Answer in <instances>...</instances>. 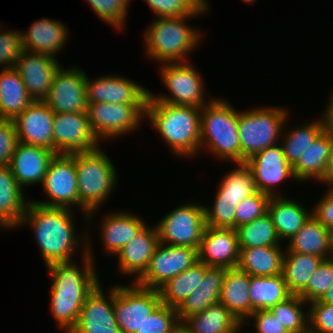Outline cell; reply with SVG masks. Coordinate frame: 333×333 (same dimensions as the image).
<instances>
[{
    "mask_svg": "<svg viewBox=\"0 0 333 333\" xmlns=\"http://www.w3.org/2000/svg\"><path fill=\"white\" fill-rule=\"evenodd\" d=\"M200 115L201 108L147 99L145 118L177 157L200 154Z\"/></svg>",
    "mask_w": 333,
    "mask_h": 333,
    "instance_id": "cell-3",
    "label": "cell"
},
{
    "mask_svg": "<svg viewBox=\"0 0 333 333\" xmlns=\"http://www.w3.org/2000/svg\"><path fill=\"white\" fill-rule=\"evenodd\" d=\"M86 93L88 103L146 105L150 91L125 76L105 75L94 80L87 76Z\"/></svg>",
    "mask_w": 333,
    "mask_h": 333,
    "instance_id": "cell-18",
    "label": "cell"
},
{
    "mask_svg": "<svg viewBox=\"0 0 333 333\" xmlns=\"http://www.w3.org/2000/svg\"><path fill=\"white\" fill-rule=\"evenodd\" d=\"M99 282L88 294L70 333H121L114 314V286L106 298Z\"/></svg>",
    "mask_w": 333,
    "mask_h": 333,
    "instance_id": "cell-17",
    "label": "cell"
},
{
    "mask_svg": "<svg viewBox=\"0 0 333 333\" xmlns=\"http://www.w3.org/2000/svg\"><path fill=\"white\" fill-rule=\"evenodd\" d=\"M198 262V250L187 246H172L159 242L145 272L136 284L158 290L168 280Z\"/></svg>",
    "mask_w": 333,
    "mask_h": 333,
    "instance_id": "cell-13",
    "label": "cell"
},
{
    "mask_svg": "<svg viewBox=\"0 0 333 333\" xmlns=\"http://www.w3.org/2000/svg\"><path fill=\"white\" fill-rule=\"evenodd\" d=\"M42 186L48 200H32L34 203L45 207L68 209L78 207V180L74 154H56L49 164Z\"/></svg>",
    "mask_w": 333,
    "mask_h": 333,
    "instance_id": "cell-12",
    "label": "cell"
},
{
    "mask_svg": "<svg viewBox=\"0 0 333 333\" xmlns=\"http://www.w3.org/2000/svg\"><path fill=\"white\" fill-rule=\"evenodd\" d=\"M62 65L52 56L25 50L18 59L15 69L34 101H45L55 74Z\"/></svg>",
    "mask_w": 333,
    "mask_h": 333,
    "instance_id": "cell-20",
    "label": "cell"
},
{
    "mask_svg": "<svg viewBox=\"0 0 333 333\" xmlns=\"http://www.w3.org/2000/svg\"><path fill=\"white\" fill-rule=\"evenodd\" d=\"M68 29L60 20L41 18L33 22L25 32H21L25 50L52 56L64 48L68 40Z\"/></svg>",
    "mask_w": 333,
    "mask_h": 333,
    "instance_id": "cell-24",
    "label": "cell"
},
{
    "mask_svg": "<svg viewBox=\"0 0 333 333\" xmlns=\"http://www.w3.org/2000/svg\"><path fill=\"white\" fill-rule=\"evenodd\" d=\"M223 267H208L198 289H195L177 308L180 323L191 315L220 301L222 283L226 273Z\"/></svg>",
    "mask_w": 333,
    "mask_h": 333,
    "instance_id": "cell-27",
    "label": "cell"
},
{
    "mask_svg": "<svg viewBox=\"0 0 333 333\" xmlns=\"http://www.w3.org/2000/svg\"><path fill=\"white\" fill-rule=\"evenodd\" d=\"M181 324L191 333H240L243 325L220 302L186 317Z\"/></svg>",
    "mask_w": 333,
    "mask_h": 333,
    "instance_id": "cell-31",
    "label": "cell"
},
{
    "mask_svg": "<svg viewBox=\"0 0 333 333\" xmlns=\"http://www.w3.org/2000/svg\"><path fill=\"white\" fill-rule=\"evenodd\" d=\"M270 198V195L257 191L243 199L235 208V229L267 213Z\"/></svg>",
    "mask_w": 333,
    "mask_h": 333,
    "instance_id": "cell-46",
    "label": "cell"
},
{
    "mask_svg": "<svg viewBox=\"0 0 333 333\" xmlns=\"http://www.w3.org/2000/svg\"><path fill=\"white\" fill-rule=\"evenodd\" d=\"M193 66L189 61L162 63L160 78L171 95H154L150 91L149 97L156 102L202 108L208 103L204 98V78Z\"/></svg>",
    "mask_w": 333,
    "mask_h": 333,
    "instance_id": "cell-8",
    "label": "cell"
},
{
    "mask_svg": "<svg viewBox=\"0 0 333 333\" xmlns=\"http://www.w3.org/2000/svg\"><path fill=\"white\" fill-rule=\"evenodd\" d=\"M321 302L333 304V285L328 292L320 299Z\"/></svg>",
    "mask_w": 333,
    "mask_h": 333,
    "instance_id": "cell-55",
    "label": "cell"
},
{
    "mask_svg": "<svg viewBox=\"0 0 333 333\" xmlns=\"http://www.w3.org/2000/svg\"><path fill=\"white\" fill-rule=\"evenodd\" d=\"M197 15L204 16L157 17L144 33L147 56L161 63L188 62L187 56L198 48L202 33L186 21Z\"/></svg>",
    "mask_w": 333,
    "mask_h": 333,
    "instance_id": "cell-5",
    "label": "cell"
},
{
    "mask_svg": "<svg viewBox=\"0 0 333 333\" xmlns=\"http://www.w3.org/2000/svg\"><path fill=\"white\" fill-rule=\"evenodd\" d=\"M240 248L236 230L205 226L198 249V261L208 267L237 268Z\"/></svg>",
    "mask_w": 333,
    "mask_h": 333,
    "instance_id": "cell-19",
    "label": "cell"
},
{
    "mask_svg": "<svg viewBox=\"0 0 333 333\" xmlns=\"http://www.w3.org/2000/svg\"><path fill=\"white\" fill-rule=\"evenodd\" d=\"M145 110L146 105L95 102L88 103L87 114L91 130L103 142L137 129L145 119Z\"/></svg>",
    "mask_w": 333,
    "mask_h": 333,
    "instance_id": "cell-11",
    "label": "cell"
},
{
    "mask_svg": "<svg viewBox=\"0 0 333 333\" xmlns=\"http://www.w3.org/2000/svg\"><path fill=\"white\" fill-rule=\"evenodd\" d=\"M18 142L13 120L0 119V166H9Z\"/></svg>",
    "mask_w": 333,
    "mask_h": 333,
    "instance_id": "cell-49",
    "label": "cell"
},
{
    "mask_svg": "<svg viewBox=\"0 0 333 333\" xmlns=\"http://www.w3.org/2000/svg\"><path fill=\"white\" fill-rule=\"evenodd\" d=\"M207 268V265L198 261L168 280L158 289L162 303L177 308L195 289H198Z\"/></svg>",
    "mask_w": 333,
    "mask_h": 333,
    "instance_id": "cell-38",
    "label": "cell"
},
{
    "mask_svg": "<svg viewBox=\"0 0 333 333\" xmlns=\"http://www.w3.org/2000/svg\"><path fill=\"white\" fill-rule=\"evenodd\" d=\"M291 295L283 274L251 276V315L255 311L271 310L276 304L286 300Z\"/></svg>",
    "mask_w": 333,
    "mask_h": 333,
    "instance_id": "cell-37",
    "label": "cell"
},
{
    "mask_svg": "<svg viewBox=\"0 0 333 333\" xmlns=\"http://www.w3.org/2000/svg\"><path fill=\"white\" fill-rule=\"evenodd\" d=\"M132 282L114 285V314L121 333H136L162 303L158 290Z\"/></svg>",
    "mask_w": 333,
    "mask_h": 333,
    "instance_id": "cell-10",
    "label": "cell"
},
{
    "mask_svg": "<svg viewBox=\"0 0 333 333\" xmlns=\"http://www.w3.org/2000/svg\"><path fill=\"white\" fill-rule=\"evenodd\" d=\"M324 184H326L327 186H333V149L325 170Z\"/></svg>",
    "mask_w": 333,
    "mask_h": 333,
    "instance_id": "cell-53",
    "label": "cell"
},
{
    "mask_svg": "<svg viewBox=\"0 0 333 333\" xmlns=\"http://www.w3.org/2000/svg\"><path fill=\"white\" fill-rule=\"evenodd\" d=\"M330 259H333V226L328 228Z\"/></svg>",
    "mask_w": 333,
    "mask_h": 333,
    "instance_id": "cell-56",
    "label": "cell"
},
{
    "mask_svg": "<svg viewBox=\"0 0 333 333\" xmlns=\"http://www.w3.org/2000/svg\"><path fill=\"white\" fill-rule=\"evenodd\" d=\"M251 276L238 268L227 269L220 296L222 303L242 324L251 316Z\"/></svg>",
    "mask_w": 333,
    "mask_h": 333,
    "instance_id": "cell-28",
    "label": "cell"
},
{
    "mask_svg": "<svg viewBox=\"0 0 333 333\" xmlns=\"http://www.w3.org/2000/svg\"><path fill=\"white\" fill-rule=\"evenodd\" d=\"M204 205L187 202L163 216L156 223L159 242L199 249L205 228Z\"/></svg>",
    "mask_w": 333,
    "mask_h": 333,
    "instance_id": "cell-9",
    "label": "cell"
},
{
    "mask_svg": "<svg viewBox=\"0 0 333 333\" xmlns=\"http://www.w3.org/2000/svg\"><path fill=\"white\" fill-rule=\"evenodd\" d=\"M333 285V259H324L310 277L307 286L298 294L310 303L320 300Z\"/></svg>",
    "mask_w": 333,
    "mask_h": 333,
    "instance_id": "cell-43",
    "label": "cell"
},
{
    "mask_svg": "<svg viewBox=\"0 0 333 333\" xmlns=\"http://www.w3.org/2000/svg\"><path fill=\"white\" fill-rule=\"evenodd\" d=\"M173 333H191L186 327H184L181 323L175 328Z\"/></svg>",
    "mask_w": 333,
    "mask_h": 333,
    "instance_id": "cell-57",
    "label": "cell"
},
{
    "mask_svg": "<svg viewBox=\"0 0 333 333\" xmlns=\"http://www.w3.org/2000/svg\"><path fill=\"white\" fill-rule=\"evenodd\" d=\"M89 236L88 234L87 249L82 250L81 253L83 254L82 267L74 260L46 266L51 275V313L59 329H62V333H70L76 326L80 310L88 294L100 282L94 268L96 266Z\"/></svg>",
    "mask_w": 333,
    "mask_h": 333,
    "instance_id": "cell-1",
    "label": "cell"
},
{
    "mask_svg": "<svg viewBox=\"0 0 333 333\" xmlns=\"http://www.w3.org/2000/svg\"><path fill=\"white\" fill-rule=\"evenodd\" d=\"M329 103L327 104V106H333V92L332 94L330 95V98H329Z\"/></svg>",
    "mask_w": 333,
    "mask_h": 333,
    "instance_id": "cell-58",
    "label": "cell"
},
{
    "mask_svg": "<svg viewBox=\"0 0 333 333\" xmlns=\"http://www.w3.org/2000/svg\"><path fill=\"white\" fill-rule=\"evenodd\" d=\"M0 67L1 70L14 68L25 51L21 31L0 30ZM3 65V66H1Z\"/></svg>",
    "mask_w": 333,
    "mask_h": 333,
    "instance_id": "cell-47",
    "label": "cell"
},
{
    "mask_svg": "<svg viewBox=\"0 0 333 333\" xmlns=\"http://www.w3.org/2000/svg\"><path fill=\"white\" fill-rule=\"evenodd\" d=\"M287 112L283 107L261 106L239 113L241 163L257 152L281 143L278 141L289 120Z\"/></svg>",
    "mask_w": 333,
    "mask_h": 333,
    "instance_id": "cell-7",
    "label": "cell"
},
{
    "mask_svg": "<svg viewBox=\"0 0 333 333\" xmlns=\"http://www.w3.org/2000/svg\"><path fill=\"white\" fill-rule=\"evenodd\" d=\"M33 102L15 68L0 70V119L14 120Z\"/></svg>",
    "mask_w": 333,
    "mask_h": 333,
    "instance_id": "cell-32",
    "label": "cell"
},
{
    "mask_svg": "<svg viewBox=\"0 0 333 333\" xmlns=\"http://www.w3.org/2000/svg\"><path fill=\"white\" fill-rule=\"evenodd\" d=\"M78 180L79 207L87 223L92 221L97 208H101L114 191L118 174L113 162L101 147L82 153H74Z\"/></svg>",
    "mask_w": 333,
    "mask_h": 333,
    "instance_id": "cell-6",
    "label": "cell"
},
{
    "mask_svg": "<svg viewBox=\"0 0 333 333\" xmlns=\"http://www.w3.org/2000/svg\"><path fill=\"white\" fill-rule=\"evenodd\" d=\"M56 154L40 146L18 142L9 167L23 189L38 183L42 185L49 164Z\"/></svg>",
    "mask_w": 333,
    "mask_h": 333,
    "instance_id": "cell-22",
    "label": "cell"
},
{
    "mask_svg": "<svg viewBox=\"0 0 333 333\" xmlns=\"http://www.w3.org/2000/svg\"><path fill=\"white\" fill-rule=\"evenodd\" d=\"M333 149V131L327 127L293 166L297 182L309 179L324 183L325 170Z\"/></svg>",
    "mask_w": 333,
    "mask_h": 333,
    "instance_id": "cell-26",
    "label": "cell"
},
{
    "mask_svg": "<svg viewBox=\"0 0 333 333\" xmlns=\"http://www.w3.org/2000/svg\"><path fill=\"white\" fill-rule=\"evenodd\" d=\"M72 209L45 207L29 200L26 212L18 227L31 226L45 266L56 262L72 261L74 252L81 245L87 249V234L78 241L74 232V213ZM83 241V242H82ZM82 244L79 246V243ZM84 243V244H83Z\"/></svg>",
    "mask_w": 333,
    "mask_h": 333,
    "instance_id": "cell-2",
    "label": "cell"
},
{
    "mask_svg": "<svg viewBox=\"0 0 333 333\" xmlns=\"http://www.w3.org/2000/svg\"><path fill=\"white\" fill-rule=\"evenodd\" d=\"M281 246L240 248L237 268L250 276H275L283 273Z\"/></svg>",
    "mask_w": 333,
    "mask_h": 333,
    "instance_id": "cell-34",
    "label": "cell"
},
{
    "mask_svg": "<svg viewBox=\"0 0 333 333\" xmlns=\"http://www.w3.org/2000/svg\"><path fill=\"white\" fill-rule=\"evenodd\" d=\"M253 318L255 333H289L270 310L255 311L245 322L250 324L249 319Z\"/></svg>",
    "mask_w": 333,
    "mask_h": 333,
    "instance_id": "cell-51",
    "label": "cell"
},
{
    "mask_svg": "<svg viewBox=\"0 0 333 333\" xmlns=\"http://www.w3.org/2000/svg\"><path fill=\"white\" fill-rule=\"evenodd\" d=\"M268 213L281 241H289L312 216L311 210L303 208L298 201L282 195L270 198Z\"/></svg>",
    "mask_w": 333,
    "mask_h": 333,
    "instance_id": "cell-30",
    "label": "cell"
},
{
    "mask_svg": "<svg viewBox=\"0 0 333 333\" xmlns=\"http://www.w3.org/2000/svg\"><path fill=\"white\" fill-rule=\"evenodd\" d=\"M93 12L113 28L125 29L131 0H85ZM125 25V26H124Z\"/></svg>",
    "mask_w": 333,
    "mask_h": 333,
    "instance_id": "cell-44",
    "label": "cell"
},
{
    "mask_svg": "<svg viewBox=\"0 0 333 333\" xmlns=\"http://www.w3.org/2000/svg\"><path fill=\"white\" fill-rule=\"evenodd\" d=\"M305 304L307 306H303ZM304 307H307L306 313ZM270 311L289 333H300L309 328L308 303L299 295H291Z\"/></svg>",
    "mask_w": 333,
    "mask_h": 333,
    "instance_id": "cell-41",
    "label": "cell"
},
{
    "mask_svg": "<svg viewBox=\"0 0 333 333\" xmlns=\"http://www.w3.org/2000/svg\"><path fill=\"white\" fill-rule=\"evenodd\" d=\"M327 190L311 210L312 215L328 229L333 226V186H329Z\"/></svg>",
    "mask_w": 333,
    "mask_h": 333,
    "instance_id": "cell-52",
    "label": "cell"
},
{
    "mask_svg": "<svg viewBox=\"0 0 333 333\" xmlns=\"http://www.w3.org/2000/svg\"><path fill=\"white\" fill-rule=\"evenodd\" d=\"M205 225L215 228L235 229L236 209L232 206L213 205L211 208L204 206Z\"/></svg>",
    "mask_w": 333,
    "mask_h": 333,
    "instance_id": "cell-50",
    "label": "cell"
},
{
    "mask_svg": "<svg viewBox=\"0 0 333 333\" xmlns=\"http://www.w3.org/2000/svg\"><path fill=\"white\" fill-rule=\"evenodd\" d=\"M235 230L239 248L281 246V240L268 212Z\"/></svg>",
    "mask_w": 333,
    "mask_h": 333,
    "instance_id": "cell-40",
    "label": "cell"
},
{
    "mask_svg": "<svg viewBox=\"0 0 333 333\" xmlns=\"http://www.w3.org/2000/svg\"><path fill=\"white\" fill-rule=\"evenodd\" d=\"M86 77L80 67L61 66L44 102L54 113H87Z\"/></svg>",
    "mask_w": 333,
    "mask_h": 333,
    "instance_id": "cell-15",
    "label": "cell"
},
{
    "mask_svg": "<svg viewBox=\"0 0 333 333\" xmlns=\"http://www.w3.org/2000/svg\"><path fill=\"white\" fill-rule=\"evenodd\" d=\"M239 112L225 99L212 98L201 108L200 149L222 161L241 163Z\"/></svg>",
    "mask_w": 333,
    "mask_h": 333,
    "instance_id": "cell-4",
    "label": "cell"
},
{
    "mask_svg": "<svg viewBox=\"0 0 333 333\" xmlns=\"http://www.w3.org/2000/svg\"><path fill=\"white\" fill-rule=\"evenodd\" d=\"M90 127L87 113H55L53 120V152L74 154L100 147Z\"/></svg>",
    "mask_w": 333,
    "mask_h": 333,
    "instance_id": "cell-14",
    "label": "cell"
},
{
    "mask_svg": "<svg viewBox=\"0 0 333 333\" xmlns=\"http://www.w3.org/2000/svg\"><path fill=\"white\" fill-rule=\"evenodd\" d=\"M323 113L327 117L328 127L333 131V106H326Z\"/></svg>",
    "mask_w": 333,
    "mask_h": 333,
    "instance_id": "cell-54",
    "label": "cell"
},
{
    "mask_svg": "<svg viewBox=\"0 0 333 333\" xmlns=\"http://www.w3.org/2000/svg\"><path fill=\"white\" fill-rule=\"evenodd\" d=\"M300 333H316V332H314V331H312V330H310V329L308 328L306 331H304V332H300Z\"/></svg>",
    "mask_w": 333,
    "mask_h": 333,
    "instance_id": "cell-59",
    "label": "cell"
},
{
    "mask_svg": "<svg viewBox=\"0 0 333 333\" xmlns=\"http://www.w3.org/2000/svg\"><path fill=\"white\" fill-rule=\"evenodd\" d=\"M157 17H181L208 12L207 0H144Z\"/></svg>",
    "mask_w": 333,
    "mask_h": 333,
    "instance_id": "cell-42",
    "label": "cell"
},
{
    "mask_svg": "<svg viewBox=\"0 0 333 333\" xmlns=\"http://www.w3.org/2000/svg\"><path fill=\"white\" fill-rule=\"evenodd\" d=\"M322 258L296 252H284L283 276L292 295H298L316 271Z\"/></svg>",
    "mask_w": 333,
    "mask_h": 333,
    "instance_id": "cell-39",
    "label": "cell"
},
{
    "mask_svg": "<svg viewBox=\"0 0 333 333\" xmlns=\"http://www.w3.org/2000/svg\"><path fill=\"white\" fill-rule=\"evenodd\" d=\"M252 171L258 191L271 197L279 196L276 186L288 179L297 181L293 167L288 163L281 144L257 152L245 162ZM276 191V193L274 192Z\"/></svg>",
    "mask_w": 333,
    "mask_h": 333,
    "instance_id": "cell-16",
    "label": "cell"
},
{
    "mask_svg": "<svg viewBox=\"0 0 333 333\" xmlns=\"http://www.w3.org/2000/svg\"><path fill=\"white\" fill-rule=\"evenodd\" d=\"M54 115L44 101H34L13 120L18 141L53 151Z\"/></svg>",
    "mask_w": 333,
    "mask_h": 333,
    "instance_id": "cell-21",
    "label": "cell"
},
{
    "mask_svg": "<svg viewBox=\"0 0 333 333\" xmlns=\"http://www.w3.org/2000/svg\"><path fill=\"white\" fill-rule=\"evenodd\" d=\"M142 219L126 211L108 213L99 228L105 252L116 255L146 225Z\"/></svg>",
    "mask_w": 333,
    "mask_h": 333,
    "instance_id": "cell-25",
    "label": "cell"
},
{
    "mask_svg": "<svg viewBox=\"0 0 333 333\" xmlns=\"http://www.w3.org/2000/svg\"><path fill=\"white\" fill-rule=\"evenodd\" d=\"M9 166H0V227L18 228L29 201Z\"/></svg>",
    "mask_w": 333,
    "mask_h": 333,
    "instance_id": "cell-29",
    "label": "cell"
},
{
    "mask_svg": "<svg viewBox=\"0 0 333 333\" xmlns=\"http://www.w3.org/2000/svg\"><path fill=\"white\" fill-rule=\"evenodd\" d=\"M237 168L230 170L219 182L213 205H226L236 208L239 203L258 190L251 169L246 163H236Z\"/></svg>",
    "mask_w": 333,
    "mask_h": 333,
    "instance_id": "cell-33",
    "label": "cell"
},
{
    "mask_svg": "<svg viewBox=\"0 0 333 333\" xmlns=\"http://www.w3.org/2000/svg\"><path fill=\"white\" fill-rule=\"evenodd\" d=\"M322 117L304 125L283 129L281 146L288 163L293 167L307 148L316 140V138L328 127L327 117L322 113ZM287 131V132H286Z\"/></svg>",
    "mask_w": 333,
    "mask_h": 333,
    "instance_id": "cell-36",
    "label": "cell"
},
{
    "mask_svg": "<svg viewBox=\"0 0 333 333\" xmlns=\"http://www.w3.org/2000/svg\"><path fill=\"white\" fill-rule=\"evenodd\" d=\"M288 243L284 252L311 254L323 260L330 258L328 229L313 215Z\"/></svg>",
    "mask_w": 333,
    "mask_h": 333,
    "instance_id": "cell-35",
    "label": "cell"
},
{
    "mask_svg": "<svg viewBox=\"0 0 333 333\" xmlns=\"http://www.w3.org/2000/svg\"><path fill=\"white\" fill-rule=\"evenodd\" d=\"M308 305L309 329L316 333H333V304L315 300Z\"/></svg>",
    "mask_w": 333,
    "mask_h": 333,
    "instance_id": "cell-48",
    "label": "cell"
},
{
    "mask_svg": "<svg viewBox=\"0 0 333 333\" xmlns=\"http://www.w3.org/2000/svg\"><path fill=\"white\" fill-rule=\"evenodd\" d=\"M159 243L155 226L145 225L117 254L118 269L125 275H133L136 281L147 269Z\"/></svg>",
    "mask_w": 333,
    "mask_h": 333,
    "instance_id": "cell-23",
    "label": "cell"
},
{
    "mask_svg": "<svg viewBox=\"0 0 333 333\" xmlns=\"http://www.w3.org/2000/svg\"><path fill=\"white\" fill-rule=\"evenodd\" d=\"M179 324L176 308L161 303L136 333H173Z\"/></svg>",
    "mask_w": 333,
    "mask_h": 333,
    "instance_id": "cell-45",
    "label": "cell"
},
{
    "mask_svg": "<svg viewBox=\"0 0 333 333\" xmlns=\"http://www.w3.org/2000/svg\"><path fill=\"white\" fill-rule=\"evenodd\" d=\"M244 1H245L246 3H249V4L251 3V4H252L255 0H244Z\"/></svg>",
    "mask_w": 333,
    "mask_h": 333,
    "instance_id": "cell-60",
    "label": "cell"
}]
</instances>
